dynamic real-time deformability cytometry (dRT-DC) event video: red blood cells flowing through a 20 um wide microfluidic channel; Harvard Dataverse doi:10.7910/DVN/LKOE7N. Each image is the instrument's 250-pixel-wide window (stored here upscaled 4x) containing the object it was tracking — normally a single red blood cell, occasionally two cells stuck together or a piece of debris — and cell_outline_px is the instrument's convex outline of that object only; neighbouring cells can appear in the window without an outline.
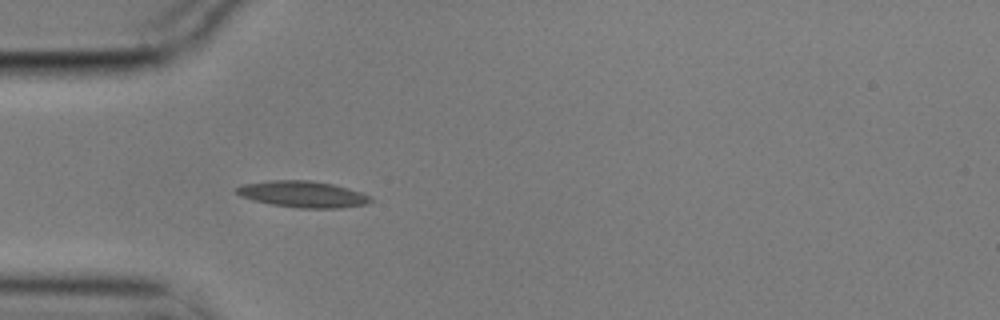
{"species": "common noctule bat (a hibernating species)", "species_latin": "Nyctalus noctula", "temperature_condition": "cold", "stored_images_in_passage": 3, "camera_frame_rate_fps": 3000, "um_per_image_px": 0.085, "animal": {"sex": "male", "body_mass_g": 17.9}, "frame": {"image": 1, "passage_image": 3, "time_ms": 0.667, "image_size_px": [1000, 320], "cell_outline_px": [[372, 200], [368, 204], [340, 208], [300, 208], [268, 204], [252, 200], [240, 196], [236, 192], [236, 188], [244, 184], [268, 180], [308, 180], [332, 184], [348, 188], [372, 196]], "centroid_in_image_um": [25.74, 16.51], "position_along_channel_um": 59.3, "area_um2": 20.69}}